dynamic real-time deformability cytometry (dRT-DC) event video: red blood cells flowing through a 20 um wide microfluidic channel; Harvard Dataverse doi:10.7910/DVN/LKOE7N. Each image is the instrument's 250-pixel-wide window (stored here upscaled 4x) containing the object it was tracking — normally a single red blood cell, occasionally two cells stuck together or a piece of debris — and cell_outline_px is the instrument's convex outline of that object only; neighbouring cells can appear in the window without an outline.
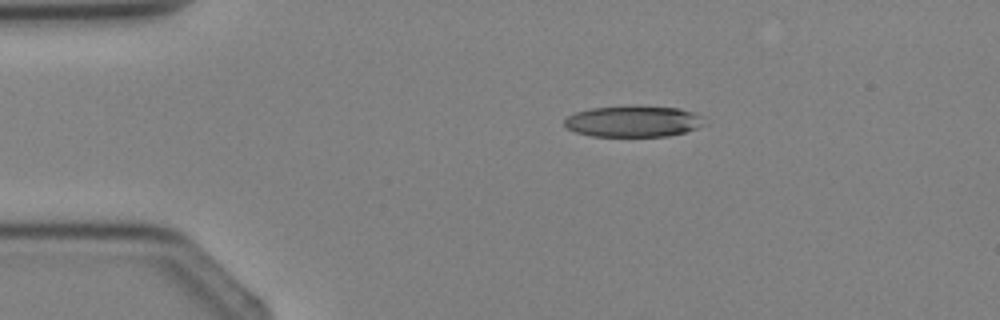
{"species": "Egyptian fruit bat (a non-hibernating species)", "species_latin": "Rousettus aegyptiacus", "temperature_condition": "cold", "stored_images_in_passage": 3, "camera_frame_rate_fps": 3000, "um_per_image_px": 0.085, "animal": {"sex": "female"}, "frame": {"image": 1, "passage_image": 1, "time_ms": 0.0, "image_size_px": [1000, 320], "cell_outline_px": [[708, 124], [684, 132], [668, 136], [592, 136], [576, 132], [568, 128], [564, 124], [564, 120], [568, 116], [576, 112], [592, 108], [680, 108], [704, 116]], "centroid_in_image_um": [53.88, 10.35], "position_along_channel_um": 31.1, "area_um2": 24.74}}
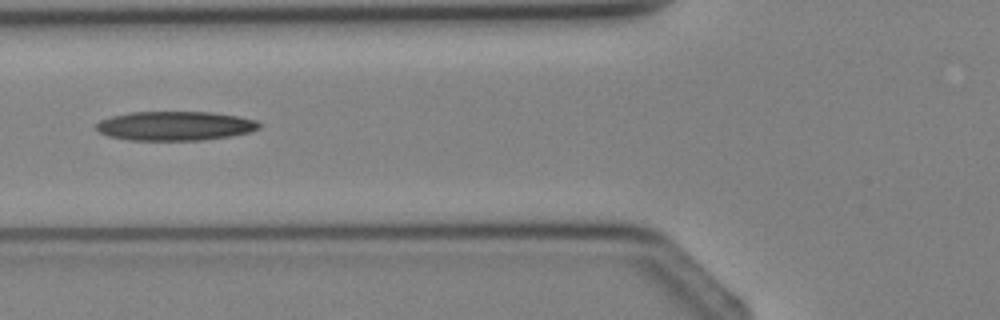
{"frame": {"image": 2, "passage_image": 3, "time_ms": 2.333, "image_size_px": [1000, 320], "cell_outline_px": [[260, 128], [248, 132], [228, 136], [200, 140], [128, 140], [108, 136], [100, 132], [96, 128], [96, 124], [100, 120], [112, 116], [132, 112], [212, 112], [236, 116], [256, 120], [260, 124]], "centroid_in_image_um": [14.85, 10.7], "position_along_channel_um": 111.0, "area_um2": 27.51}}